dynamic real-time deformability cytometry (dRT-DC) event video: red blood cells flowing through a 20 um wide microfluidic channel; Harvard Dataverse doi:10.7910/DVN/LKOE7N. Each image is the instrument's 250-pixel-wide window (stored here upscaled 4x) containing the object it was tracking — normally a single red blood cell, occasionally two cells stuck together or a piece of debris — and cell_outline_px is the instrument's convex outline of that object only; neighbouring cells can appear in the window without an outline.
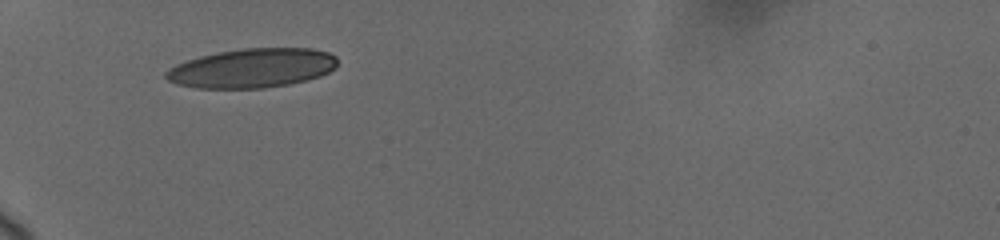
{"species": "human", "species_latin": "Homo sapiens", "temperature_condition": "cold", "stored_images_in_passage": 2, "camera_frame_rate_fps": 3000, "um_per_image_px": 0.085, "donor": {"sex": "female"}, "frame": {"image": 1, "passage_image": 1, "time_ms": 0.0, "image_size_px": [1000, 240], "cell_outline_px": [[336, 68], [320, 76], [288, 84], [264, 88], [196, 88], [176, 84], [168, 80], [164, 76], [164, 72], [168, 68], [176, 64], [200, 56], [220, 52], [244, 48], [312, 48], [328, 52], [336, 56]], "centroid_in_image_um": [21.41, 5.79], "position_along_channel_um": 63.6, "area_um2": 39.19}}